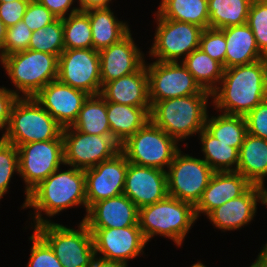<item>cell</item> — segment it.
<instances>
[{
    "instance_id": "cell-1",
    "label": "cell",
    "mask_w": 267,
    "mask_h": 267,
    "mask_svg": "<svg viewBox=\"0 0 267 267\" xmlns=\"http://www.w3.org/2000/svg\"><path fill=\"white\" fill-rule=\"evenodd\" d=\"M66 166L70 168L61 171L59 167L28 193L24 208L33 210L29 214L30 219L33 216V223L30 225L32 229L40 224L52 222L50 217L75 206L85 208L86 213L81 220L84 221L87 214L85 173L82 169Z\"/></svg>"
},
{
    "instance_id": "cell-2",
    "label": "cell",
    "mask_w": 267,
    "mask_h": 267,
    "mask_svg": "<svg viewBox=\"0 0 267 267\" xmlns=\"http://www.w3.org/2000/svg\"><path fill=\"white\" fill-rule=\"evenodd\" d=\"M211 94L214 110L246 116L267 99V58L224 69L218 87Z\"/></svg>"
},
{
    "instance_id": "cell-3",
    "label": "cell",
    "mask_w": 267,
    "mask_h": 267,
    "mask_svg": "<svg viewBox=\"0 0 267 267\" xmlns=\"http://www.w3.org/2000/svg\"><path fill=\"white\" fill-rule=\"evenodd\" d=\"M210 98L212 94H194L158 101L151 106L150 121L180 143L205 128Z\"/></svg>"
},
{
    "instance_id": "cell-4",
    "label": "cell",
    "mask_w": 267,
    "mask_h": 267,
    "mask_svg": "<svg viewBox=\"0 0 267 267\" xmlns=\"http://www.w3.org/2000/svg\"><path fill=\"white\" fill-rule=\"evenodd\" d=\"M196 220L195 207L191 203L169 195L139 208L138 224L147 242L160 235L181 247Z\"/></svg>"
},
{
    "instance_id": "cell-5",
    "label": "cell",
    "mask_w": 267,
    "mask_h": 267,
    "mask_svg": "<svg viewBox=\"0 0 267 267\" xmlns=\"http://www.w3.org/2000/svg\"><path fill=\"white\" fill-rule=\"evenodd\" d=\"M0 64L13 83L12 92L18 97H34L58 78L59 57L46 52L27 49L2 57Z\"/></svg>"
},
{
    "instance_id": "cell-6",
    "label": "cell",
    "mask_w": 267,
    "mask_h": 267,
    "mask_svg": "<svg viewBox=\"0 0 267 267\" xmlns=\"http://www.w3.org/2000/svg\"><path fill=\"white\" fill-rule=\"evenodd\" d=\"M62 130L34 97H19L12 107L9 125L2 138L19 147L30 142L57 139Z\"/></svg>"
},
{
    "instance_id": "cell-7",
    "label": "cell",
    "mask_w": 267,
    "mask_h": 267,
    "mask_svg": "<svg viewBox=\"0 0 267 267\" xmlns=\"http://www.w3.org/2000/svg\"><path fill=\"white\" fill-rule=\"evenodd\" d=\"M78 229L55 222L35 226V230L52 248L62 267H92L95 258L92 234L80 221Z\"/></svg>"
},
{
    "instance_id": "cell-8",
    "label": "cell",
    "mask_w": 267,
    "mask_h": 267,
    "mask_svg": "<svg viewBox=\"0 0 267 267\" xmlns=\"http://www.w3.org/2000/svg\"><path fill=\"white\" fill-rule=\"evenodd\" d=\"M178 145L173 137L149 120L121 144L120 151L132 164L166 171L180 149Z\"/></svg>"
},
{
    "instance_id": "cell-9",
    "label": "cell",
    "mask_w": 267,
    "mask_h": 267,
    "mask_svg": "<svg viewBox=\"0 0 267 267\" xmlns=\"http://www.w3.org/2000/svg\"><path fill=\"white\" fill-rule=\"evenodd\" d=\"M154 16L156 30L148 51L149 57L161 62H182L199 48L203 28L187 22L162 18L156 12Z\"/></svg>"
},
{
    "instance_id": "cell-10",
    "label": "cell",
    "mask_w": 267,
    "mask_h": 267,
    "mask_svg": "<svg viewBox=\"0 0 267 267\" xmlns=\"http://www.w3.org/2000/svg\"><path fill=\"white\" fill-rule=\"evenodd\" d=\"M18 149V175L24 181L25 207L28 193L64 163V142L62 134L54 140L30 142Z\"/></svg>"
},
{
    "instance_id": "cell-11",
    "label": "cell",
    "mask_w": 267,
    "mask_h": 267,
    "mask_svg": "<svg viewBox=\"0 0 267 267\" xmlns=\"http://www.w3.org/2000/svg\"><path fill=\"white\" fill-rule=\"evenodd\" d=\"M166 173L168 195L195 207L214 171L202 158L190 156L180 148Z\"/></svg>"
},
{
    "instance_id": "cell-12",
    "label": "cell",
    "mask_w": 267,
    "mask_h": 267,
    "mask_svg": "<svg viewBox=\"0 0 267 267\" xmlns=\"http://www.w3.org/2000/svg\"><path fill=\"white\" fill-rule=\"evenodd\" d=\"M64 163L78 169L92 168L120 152L121 144L112 135L85 134L72 126L63 128Z\"/></svg>"
},
{
    "instance_id": "cell-13",
    "label": "cell",
    "mask_w": 267,
    "mask_h": 267,
    "mask_svg": "<svg viewBox=\"0 0 267 267\" xmlns=\"http://www.w3.org/2000/svg\"><path fill=\"white\" fill-rule=\"evenodd\" d=\"M148 89L151 106L164 99L194 94H211L203 90L193 75L180 62L153 61L146 63Z\"/></svg>"
},
{
    "instance_id": "cell-14",
    "label": "cell",
    "mask_w": 267,
    "mask_h": 267,
    "mask_svg": "<svg viewBox=\"0 0 267 267\" xmlns=\"http://www.w3.org/2000/svg\"><path fill=\"white\" fill-rule=\"evenodd\" d=\"M61 83L99 95L102 90L99 51L68 49L59 56L58 78Z\"/></svg>"
},
{
    "instance_id": "cell-15",
    "label": "cell",
    "mask_w": 267,
    "mask_h": 267,
    "mask_svg": "<svg viewBox=\"0 0 267 267\" xmlns=\"http://www.w3.org/2000/svg\"><path fill=\"white\" fill-rule=\"evenodd\" d=\"M95 255L126 263L144 253L148 244L139 226L125 228H89ZM102 255V256H101Z\"/></svg>"
},
{
    "instance_id": "cell-16",
    "label": "cell",
    "mask_w": 267,
    "mask_h": 267,
    "mask_svg": "<svg viewBox=\"0 0 267 267\" xmlns=\"http://www.w3.org/2000/svg\"><path fill=\"white\" fill-rule=\"evenodd\" d=\"M128 163L120 151L114 157L84 170L87 211L100 200L123 194Z\"/></svg>"
},
{
    "instance_id": "cell-17",
    "label": "cell",
    "mask_w": 267,
    "mask_h": 267,
    "mask_svg": "<svg viewBox=\"0 0 267 267\" xmlns=\"http://www.w3.org/2000/svg\"><path fill=\"white\" fill-rule=\"evenodd\" d=\"M88 94L80 89L61 83L58 79L44 86L35 96V100L62 127H71Z\"/></svg>"
},
{
    "instance_id": "cell-18",
    "label": "cell",
    "mask_w": 267,
    "mask_h": 267,
    "mask_svg": "<svg viewBox=\"0 0 267 267\" xmlns=\"http://www.w3.org/2000/svg\"><path fill=\"white\" fill-rule=\"evenodd\" d=\"M266 190L262 186L252 185L240 197L215 208L207 216L209 222L221 232L235 231L249 225L256 216L257 204L266 206Z\"/></svg>"
},
{
    "instance_id": "cell-19",
    "label": "cell",
    "mask_w": 267,
    "mask_h": 267,
    "mask_svg": "<svg viewBox=\"0 0 267 267\" xmlns=\"http://www.w3.org/2000/svg\"><path fill=\"white\" fill-rule=\"evenodd\" d=\"M123 194L138 208L163 200L168 196L166 171L129 162Z\"/></svg>"
},
{
    "instance_id": "cell-20",
    "label": "cell",
    "mask_w": 267,
    "mask_h": 267,
    "mask_svg": "<svg viewBox=\"0 0 267 267\" xmlns=\"http://www.w3.org/2000/svg\"><path fill=\"white\" fill-rule=\"evenodd\" d=\"M131 31L119 42L99 51L102 87L112 80L137 72L144 64V53Z\"/></svg>"
},
{
    "instance_id": "cell-21",
    "label": "cell",
    "mask_w": 267,
    "mask_h": 267,
    "mask_svg": "<svg viewBox=\"0 0 267 267\" xmlns=\"http://www.w3.org/2000/svg\"><path fill=\"white\" fill-rule=\"evenodd\" d=\"M139 208L124 194L94 203L84 222L88 228H125L139 226Z\"/></svg>"
},
{
    "instance_id": "cell-22",
    "label": "cell",
    "mask_w": 267,
    "mask_h": 267,
    "mask_svg": "<svg viewBox=\"0 0 267 267\" xmlns=\"http://www.w3.org/2000/svg\"><path fill=\"white\" fill-rule=\"evenodd\" d=\"M252 184L238 172H214L204 190L200 201L195 206L198 219L201 213L206 217L225 202L243 195Z\"/></svg>"
},
{
    "instance_id": "cell-23",
    "label": "cell",
    "mask_w": 267,
    "mask_h": 267,
    "mask_svg": "<svg viewBox=\"0 0 267 267\" xmlns=\"http://www.w3.org/2000/svg\"><path fill=\"white\" fill-rule=\"evenodd\" d=\"M100 95L106 102L135 107H151L146 64L137 72L107 82L102 87Z\"/></svg>"
},
{
    "instance_id": "cell-24",
    "label": "cell",
    "mask_w": 267,
    "mask_h": 267,
    "mask_svg": "<svg viewBox=\"0 0 267 267\" xmlns=\"http://www.w3.org/2000/svg\"><path fill=\"white\" fill-rule=\"evenodd\" d=\"M225 36L227 49L225 69L247 65L266 58L259 50L255 36L247 24L220 29Z\"/></svg>"
},
{
    "instance_id": "cell-25",
    "label": "cell",
    "mask_w": 267,
    "mask_h": 267,
    "mask_svg": "<svg viewBox=\"0 0 267 267\" xmlns=\"http://www.w3.org/2000/svg\"><path fill=\"white\" fill-rule=\"evenodd\" d=\"M236 172L252 185L265 187L267 177V140L246 134L239 150Z\"/></svg>"
},
{
    "instance_id": "cell-26",
    "label": "cell",
    "mask_w": 267,
    "mask_h": 267,
    "mask_svg": "<svg viewBox=\"0 0 267 267\" xmlns=\"http://www.w3.org/2000/svg\"><path fill=\"white\" fill-rule=\"evenodd\" d=\"M85 12L89 16L94 50L100 51L119 42L131 31L129 24L118 20L111 7L94 8Z\"/></svg>"
},
{
    "instance_id": "cell-27",
    "label": "cell",
    "mask_w": 267,
    "mask_h": 267,
    "mask_svg": "<svg viewBox=\"0 0 267 267\" xmlns=\"http://www.w3.org/2000/svg\"><path fill=\"white\" fill-rule=\"evenodd\" d=\"M151 107H135L107 102V118L111 135L122 144L150 120Z\"/></svg>"
},
{
    "instance_id": "cell-28",
    "label": "cell",
    "mask_w": 267,
    "mask_h": 267,
    "mask_svg": "<svg viewBox=\"0 0 267 267\" xmlns=\"http://www.w3.org/2000/svg\"><path fill=\"white\" fill-rule=\"evenodd\" d=\"M155 12L165 19L209 28L208 0H161Z\"/></svg>"
},
{
    "instance_id": "cell-29",
    "label": "cell",
    "mask_w": 267,
    "mask_h": 267,
    "mask_svg": "<svg viewBox=\"0 0 267 267\" xmlns=\"http://www.w3.org/2000/svg\"><path fill=\"white\" fill-rule=\"evenodd\" d=\"M202 158L214 172H236L239 163V151L224 144L211 135L205 128L199 132Z\"/></svg>"
},
{
    "instance_id": "cell-30",
    "label": "cell",
    "mask_w": 267,
    "mask_h": 267,
    "mask_svg": "<svg viewBox=\"0 0 267 267\" xmlns=\"http://www.w3.org/2000/svg\"><path fill=\"white\" fill-rule=\"evenodd\" d=\"M72 127L85 134L111 135L106 100L100 94L89 95Z\"/></svg>"
},
{
    "instance_id": "cell-31",
    "label": "cell",
    "mask_w": 267,
    "mask_h": 267,
    "mask_svg": "<svg viewBox=\"0 0 267 267\" xmlns=\"http://www.w3.org/2000/svg\"><path fill=\"white\" fill-rule=\"evenodd\" d=\"M253 0H208L209 28L223 29L247 23Z\"/></svg>"
},
{
    "instance_id": "cell-32",
    "label": "cell",
    "mask_w": 267,
    "mask_h": 267,
    "mask_svg": "<svg viewBox=\"0 0 267 267\" xmlns=\"http://www.w3.org/2000/svg\"><path fill=\"white\" fill-rule=\"evenodd\" d=\"M182 63L200 87L210 93L218 87L224 74L223 65L212 59L200 48L189 54Z\"/></svg>"
},
{
    "instance_id": "cell-33",
    "label": "cell",
    "mask_w": 267,
    "mask_h": 267,
    "mask_svg": "<svg viewBox=\"0 0 267 267\" xmlns=\"http://www.w3.org/2000/svg\"><path fill=\"white\" fill-rule=\"evenodd\" d=\"M205 129L220 142L231 144L239 151L247 134V123L245 116L220 112L216 116H207Z\"/></svg>"
},
{
    "instance_id": "cell-34",
    "label": "cell",
    "mask_w": 267,
    "mask_h": 267,
    "mask_svg": "<svg viewBox=\"0 0 267 267\" xmlns=\"http://www.w3.org/2000/svg\"><path fill=\"white\" fill-rule=\"evenodd\" d=\"M64 32V50L92 49V30L89 16L78 11L62 19Z\"/></svg>"
},
{
    "instance_id": "cell-35",
    "label": "cell",
    "mask_w": 267,
    "mask_h": 267,
    "mask_svg": "<svg viewBox=\"0 0 267 267\" xmlns=\"http://www.w3.org/2000/svg\"><path fill=\"white\" fill-rule=\"evenodd\" d=\"M29 50L46 52L60 56L64 51V32L62 19L57 18L44 28L32 33L29 42Z\"/></svg>"
},
{
    "instance_id": "cell-36",
    "label": "cell",
    "mask_w": 267,
    "mask_h": 267,
    "mask_svg": "<svg viewBox=\"0 0 267 267\" xmlns=\"http://www.w3.org/2000/svg\"><path fill=\"white\" fill-rule=\"evenodd\" d=\"M255 36L260 52L267 58V0H253L246 23Z\"/></svg>"
},
{
    "instance_id": "cell-37",
    "label": "cell",
    "mask_w": 267,
    "mask_h": 267,
    "mask_svg": "<svg viewBox=\"0 0 267 267\" xmlns=\"http://www.w3.org/2000/svg\"><path fill=\"white\" fill-rule=\"evenodd\" d=\"M19 173L18 149L0 137V197L8 193L11 178Z\"/></svg>"
},
{
    "instance_id": "cell-38",
    "label": "cell",
    "mask_w": 267,
    "mask_h": 267,
    "mask_svg": "<svg viewBox=\"0 0 267 267\" xmlns=\"http://www.w3.org/2000/svg\"><path fill=\"white\" fill-rule=\"evenodd\" d=\"M29 239L32 246L26 267H62L52 248L35 230Z\"/></svg>"
},
{
    "instance_id": "cell-39",
    "label": "cell",
    "mask_w": 267,
    "mask_h": 267,
    "mask_svg": "<svg viewBox=\"0 0 267 267\" xmlns=\"http://www.w3.org/2000/svg\"><path fill=\"white\" fill-rule=\"evenodd\" d=\"M199 48L212 59L221 63L225 69L227 43L224 33L220 29H204L200 37Z\"/></svg>"
},
{
    "instance_id": "cell-40",
    "label": "cell",
    "mask_w": 267,
    "mask_h": 267,
    "mask_svg": "<svg viewBox=\"0 0 267 267\" xmlns=\"http://www.w3.org/2000/svg\"><path fill=\"white\" fill-rule=\"evenodd\" d=\"M32 33L22 21L7 28L4 42V56L27 50Z\"/></svg>"
},
{
    "instance_id": "cell-41",
    "label": "cell",
    "mask_w": 267,
    "mask_h": 267,
    "mask_svg": "<svg viewBox=\"0 0 267 267\" xmlns=\"http://www.w3.org/2000/svg\"><path fill=\"white\" fill-rule=\"evenodd\" d=\"M56 19L57 17L44 5L40 4L37 0H30L22 18V22L34 32L40 28H44Z\"/></svg>"
},
{
    "instance_id": "cell-42",
    "label": "cell",
    "mask_w": 267,
    "mask_h": 267,
    "mask_svg": "<svg viewBox=\"0 0 267 267\" xmlns=\"http://www.w3.org/2000/svg\"><path fill=\"white\" fill-rule=\"evenodd\" d=\"M245 119L248 134L267 140V99L251 110Z\"/></svg>"
},
{
    "instance_id": "cell-43",
    "label": "cell",
    "mask_w": 267,
    "mask_h": 267,
    "mask_svg": "<svg viewBox=\"0 0 267 267\" xmlns=\"http://www.w3.org/2000/svg\"><path fill=\"white\" fill-rule=\"evenodd\" d=\"M30 0H16L0 3V19L6 28L14 26L22 21Z\"/></svg>"
},
{
    "instance_id": "cell-44",
    "label": "cell",
    "mask_w": 267,
    "mask_h": 267,
    "mask_svg": "<svg viewBox=\"0 0 267 267\" xmlns=\"http://www.w3.org/2000/svg\"><path fill=\"white\" fill-rule=\"evenodd\" d=\"M19 97L12 92V89L0 86V131H3L1 137L5 134L9 121L12 107Z\"/></svg>"
},
{
    "instance_id": "cell-45",
    "label": "cell",
    "mask_w": 267,
    "mask_h": 267,
    "mask_svg": "<svg viewBox=\"0 0 267 267\" xmlns=\"http://www.w3.org/2000/svg\"><path fill=\"white\" fill-rule=\"evenodd\" d=\"M37 1L40 4L44 5L51 13H53L59 19H64L68 17L70 14L79 11L77 6L74 5L76 0H37Z\"/></svg>"
},
{
    "instance_id": "cell-46",
    "label": "cell",
    "mask_w": 267,
    "mask_h": 267,
    "mask_svg": "<svg viewBox=\"0 0 267 267\" xmlns=\"http://www.w3.org/2000/svg\"><path fill=\"white\" fill-rule=\"evenodd\" d=\"M77 8L80 11H87L94 8H109L112 0H76Z\"/></svg>"
},
{
    "instance_id": "cell-47",
    "label": "cell",
    "mask_w": 267,
    "mask_h": 267,
    "mask_svg": "<svg viewBox=\"0 0 267 267\" xmlns=\"http://www.w3.org/2000/svg\"><path fill=\"white\" fill-rule=\"evenodd\" d=\"M92 267H128L126 263L95 256Z\"/></svg>"
},
{
    "instance_id": "cell-48",
    "label": "cell",
    "mask_w": 267,
    "mask_h": 267,
    "mask_svg": "<svg viewBox=\"0 0 267 267\" xmlns=\"http://www.w3.org/2000/svg\"><path fill=\"white\" fill-rule=\"evenodd\" d=\"M6 26L0 19V59L4 57V42L6 37Z\"/></svg>"
},
{
    "instance_id": "cell-49",
    "label": "cell",
    "mask_w": 267,
    "mask_h": 267,
    "mask_svg": "<svg viewBox=\"0 0 267 267\" xmlns=\"http://www.w3.org/2000/svg\"><path fill=\"white\" fill-rule=\"evenodd\" d=\"M257 259L263 267H267V243L263 244L259 254L257 255Z\"/></svg>"
},
{
    "instance_id": "cell-50",
    "label": "cell",
    "mask_w": 267,
    "mask_h": 267,
    "mask_svg": "<svg viewBox=\"0 0 267 267\" xmlns=\"http://www.w3.org/2000/svg\"><path fill=\"white\" fill-rule=\"evenodd\" d=\"M191 267H206V265L201 261H197L195 264H192Z\"/></svg>"
},
{
    "instance_id": "cell-51",
    "label": "cell",
    "mask_w": 267,
    "mask_h": 267,
    "mask_svg": "<svg viewBox=\"0 0 267 267\" xmlns=\"http://www.w3.org/2000/svg\"><path fill=\"white\" fill-rule=\"evenodd\" d=\"M255 262H253L252 264H251V266H249V267H260V262H259V260L256 258V260H254Z\"/></svg>"
},
{
    "instance_id": "cell-52",
    "label": "cell",
    "mask_w": 267,
    "mask_h": 267,
    "mask_svg": "<svg viewBox=\"0 0 267 267\" xmlns=\"http://www.w3.org/2000/svg\"><path fill=\"white\" fill-rule=\"evenodd\" d=\"M12 1H16V0H0V3L12 2Z\"/></svg>"
},
{
    "instance_id": "cell-53",
    "label": "cell",
    "mask_w": 267,
    "mask_h": 267,
    "mask_svg": "<svg viewBox=\"0 0 267 267\" xmlns=\"http://www.w3.org/2000/svg\"><path fill=\"white\" fill-rule=\"evenodd\" d=\"M266 207H267V190H266Z\"/></svg>"
}]
</instances>
